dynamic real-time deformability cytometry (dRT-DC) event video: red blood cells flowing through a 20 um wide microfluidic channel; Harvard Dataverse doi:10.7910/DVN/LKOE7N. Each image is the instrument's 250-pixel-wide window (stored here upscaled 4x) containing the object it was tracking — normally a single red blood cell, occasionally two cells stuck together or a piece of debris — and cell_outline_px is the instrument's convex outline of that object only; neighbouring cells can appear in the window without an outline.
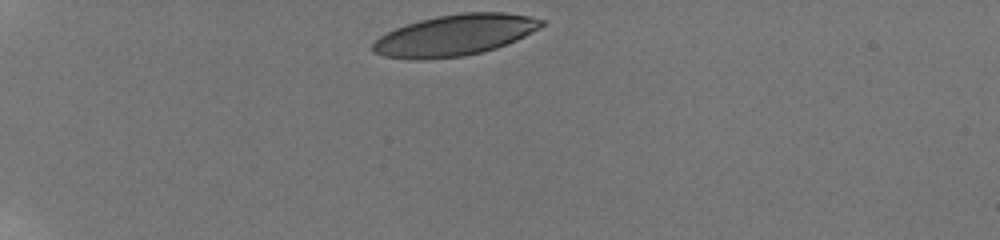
{"species": "human", "species_latin": "Homo sapiens", "temperature_condition": "room temperature", "stored_images_in_passage": 53, "camera_frame_rate_fps": 3000, "um_per_image_px": 0.085, "donor": {"sex": "male"}, "frame": {"image": 1, "passage_image": 1, "time_ms": 0.0, "image_size_px": [1000, 240], "cell_outline_px": [[544, 24], [540, 28], [516, 40], [496, 48], [464, 56], [420, 60], [412, 60], [384, 56], [372, 52], [372, 44], [380, 36], [396, 28], [420, 20], [436, 16], [464, 12], [504, 12], [528, 16], [544, 20]], "centroid_in_image_um": [38.65, 2.99], "position_along_channel_um": 46.4, "area_um2": 40.29}}
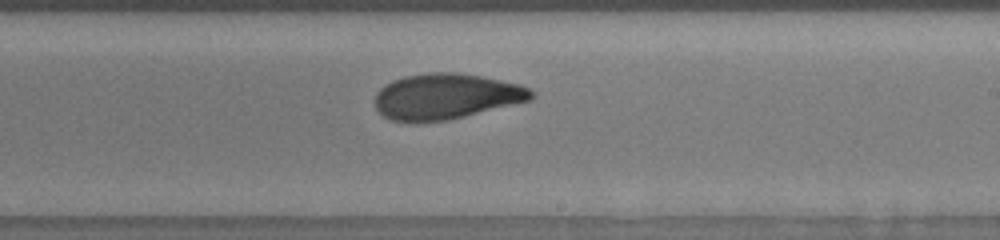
{"frame": {"image": 2, "passage_image": 29, "time_ms": 7.0, "image_size_px": [1000, 240], "cell_outline_px": [[536, 96], [532, 100], [448, 120], [416, 124], [408, 124], [392, 120], [384, 116], [376, 108], [376, 92], [384, 84], [392, 80], [404, 76], [436, 72], [452, 72], [480, 76], [520, 84], [528, 88]], "centroid_in_image_um": [37.88, 8.22], "position_along_channel_um": 251.1, "area_um2": 41.96}}
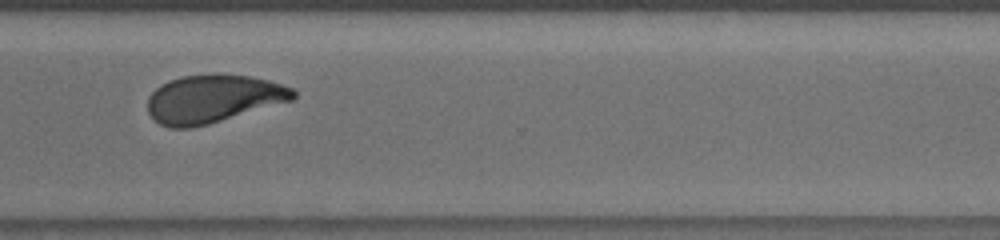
{"frame": {"image": 3, "passage_image": 39, "time_ms": 9.667, "image_size_px": [1000, 240], "cell_outline_px": [[296, 96], [292, 100], [208, 124], [192, 128], [168, 128], [160, 124], [148, 112], [148, 96], [160, 84], [168, 80], [180, 76], [252, 76], [268, 80], [292, 88], [296, 92]], "centroid_in_image_um": [18.08, 8.42], "position_along_channel_um": 352.5, "area_um2": 40.06}, "authors_computed_cell_mechanics": {"area_um2": 41.5004, "velocity_mm_per_s": 3.8005, "shape_relaxation_time_tau1_ms": 4.6647, "shape_relaxation_time_tau2_ms": 1.8155, "deformation_change_tau1": 0.1713, "deformation_change_tau2": 0.0786}}